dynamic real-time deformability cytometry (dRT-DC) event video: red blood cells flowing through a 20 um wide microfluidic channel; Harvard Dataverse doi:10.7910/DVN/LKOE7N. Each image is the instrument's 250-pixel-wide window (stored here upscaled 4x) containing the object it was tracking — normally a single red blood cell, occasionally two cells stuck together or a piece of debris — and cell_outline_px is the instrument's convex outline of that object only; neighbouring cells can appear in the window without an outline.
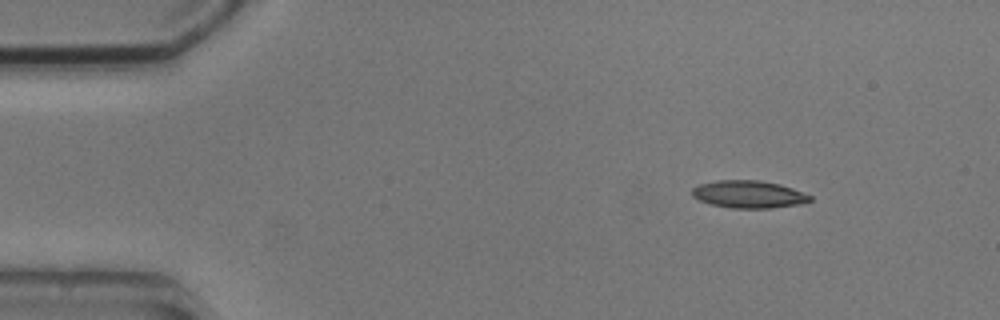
{"species": "common noctule bat (a hibernating species)", "species_latin": "Nyctalus noctula", "temperature_condition": "cold", "stored_images_in_passage": 3, "camera_frame_rate_fps": 3000, "um_per_image_px": 0.085, "animal": {"sex": "male", "body_mass_g": 20.5, "forearm_length_mm": 52.5}, "frame": {"image": 1, "passage_image": 1, "time_ms": 0.0, "image_size_px": [1000, 320], "cell_outline_px": [[812, 200], [800, 204], [772, 208], [732, 208], [712, 204], [700, 200], [692, 196], [692, 188], [700, 184], [716, 180], [760, 180], [780, 184], [792, 188], [812, 196]], "centroid_in_image_um": [63.65, 16.51], "position_along_channel_um": 21.4, "area_um2": 18.84}}